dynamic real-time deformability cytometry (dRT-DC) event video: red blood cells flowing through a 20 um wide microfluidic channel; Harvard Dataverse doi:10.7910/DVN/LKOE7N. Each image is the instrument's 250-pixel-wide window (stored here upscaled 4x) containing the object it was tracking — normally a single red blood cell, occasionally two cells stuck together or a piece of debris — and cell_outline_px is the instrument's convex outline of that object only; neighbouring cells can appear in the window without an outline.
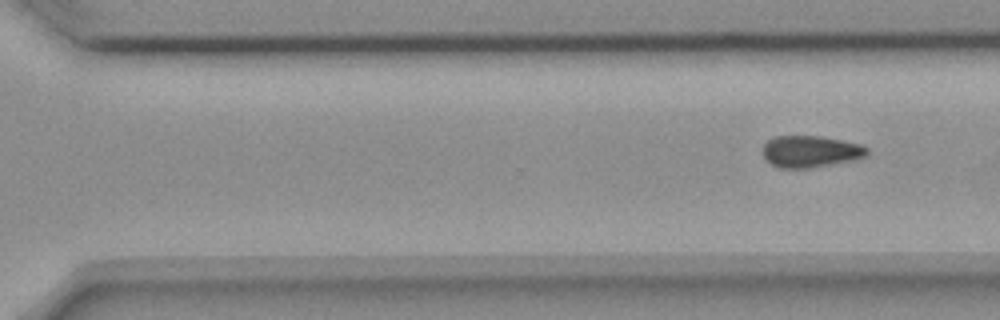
{"species": "common noctule bat (a hibernating species)", "species_latin": "Nyctalus noctula", "temperature_condition": "room temperature", "stored_images_in_passage": 10, "segment_of_instrument_passage": [2, 2], "camera_frame_rate_fps": 3000, "um_per_image_px": 0.085, "animal": {"sex": "female", "body_mass_g": 18.4}, "frame": {"image": 1, "passage_image": 10, "time_ms": 11.667, "image_size_px": [1000, 320], "cell_outline_px": [[868, 156], [852, 160], [808, 168], [780, 168], [764, 160], [764, 144], [768, 140], [776, 136], [820, 136], [864, 144], [868, 148]], "centroid_in_image_um": [68.92, 12.87], "position_along_channel_um": 301.7, "area_um2": 19.31}}